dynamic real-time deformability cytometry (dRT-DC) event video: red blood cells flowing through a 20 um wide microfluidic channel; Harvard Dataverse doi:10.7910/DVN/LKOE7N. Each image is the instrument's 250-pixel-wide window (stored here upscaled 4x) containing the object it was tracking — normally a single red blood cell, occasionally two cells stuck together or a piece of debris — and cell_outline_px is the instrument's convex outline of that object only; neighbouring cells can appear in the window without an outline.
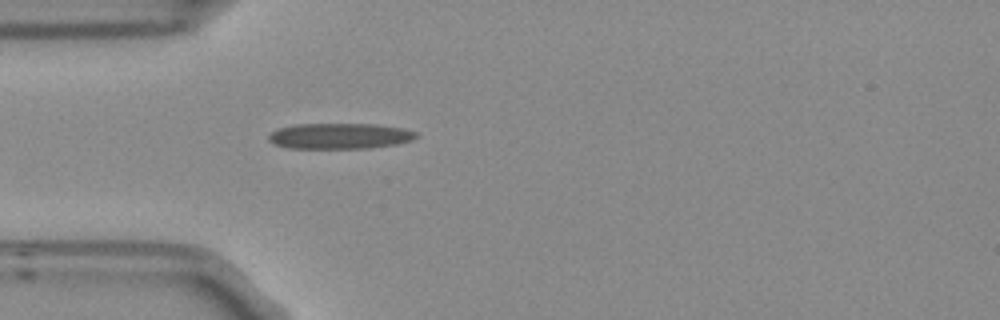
{"species": "Egyptian fruit bat (a non-hibernating species)", "species_latin": "Rousettus aegyptiacus", "temperature_condition": "room temperature", "stored_images_in_passage": 1, "camera_frame_rate_fps": 3000, "um_per_image_px": 0.085, "frame": {"image": 1, "passage_image": 1, "time_ms": 0.0, "image_size_px": [1000, 320], "cell_outline_px": [[420, 136], [412, 140], [396, 144], [372, 148], [288, 148], [272, 144], [268, 140], [268, 136], [272, 132], [280, 128], [296, 124], [376, 124], [400, 128], [416, 132]], "centroid_in_image_um": [28.87, 11.57], "position_along_channel_um": 56.1, "area_um2": 22.14}}